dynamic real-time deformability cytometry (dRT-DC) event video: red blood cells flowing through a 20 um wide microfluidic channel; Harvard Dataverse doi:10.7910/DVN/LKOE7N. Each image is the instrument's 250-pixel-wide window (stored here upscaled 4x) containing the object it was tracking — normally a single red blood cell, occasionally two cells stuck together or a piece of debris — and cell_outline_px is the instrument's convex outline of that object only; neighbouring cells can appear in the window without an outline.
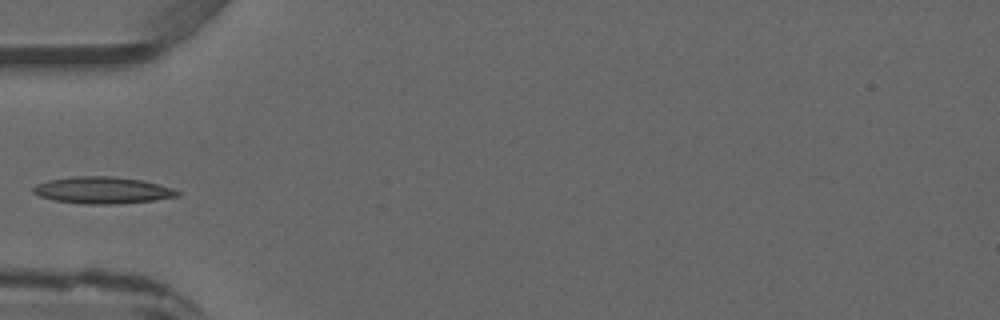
{"species": "common noctule bat (a hibernating species)", "species_latin": "Nyctalus noctula", "temperature_condition": "warm", "stored_images_in_passage": 3, "camera_frame_rate_fps": 3000, "um_per_image_px": 0.085, "animal": {"sex": "male", "forearm_length_mm": 52.5}, "frame": {"image": 1, "passage_image": 3, "time_ms": 3.333, "image_size_px": [1000, 320], "cell_outline_px": [[180, 196], [152, 200], [120, 204], [84, 204], [52, 200], [40, 196], [32, 192], [32, 188], [36, 184], [48, 180], [72, 176], [112, 176], [144, 180], [172, 188], [180, 192]], "centroid_in_image_um": [8.69, 16.17], "position_along_channel_um": 76.3, "area_um2": 22.66}}